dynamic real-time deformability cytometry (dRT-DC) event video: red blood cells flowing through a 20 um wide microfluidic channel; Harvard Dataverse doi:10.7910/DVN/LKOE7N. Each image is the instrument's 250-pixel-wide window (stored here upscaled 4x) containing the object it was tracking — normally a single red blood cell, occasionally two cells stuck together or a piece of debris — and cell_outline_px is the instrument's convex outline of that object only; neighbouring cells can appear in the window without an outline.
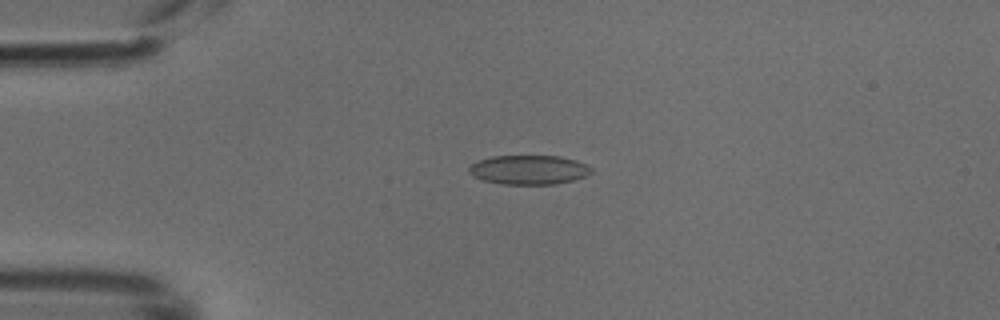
{"species": "common noctule bat (a hibernating species)", "species_latin": "Nyctalus noctula", "temperature_condition": "cold", "stored_images_in_passage": 47, "camera_frame_rate_fps": 3000, "um_per_image_px": 0.085, "animal": {"sex": "male", "body_mass_g": 18.8}, "frame": {"image": 1, "passage_image": 10, "time_ms": 3.0, "image_size_px": [1000, 320], "cell_outline_px": [[592, 172], [584, 176], [572, 180], [556, 184], [500, 184], [484, 180], [472, 176], [468, 172], [468, 168], [472, 164], [480, 160], [492, 156], [560, 156], [576, 160], [592, 168]], "centroid_in_image_um": [44.93, 14.43], "position_along_channel_um": 40.1, "area_um2": 20.75}}
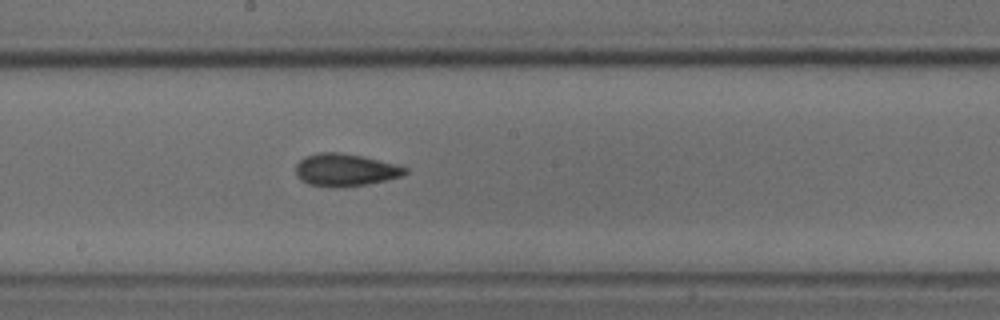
{"frame": {"image": 2, "passage_image": 25, "time_ms": 8.0, "image_size_px": [1000, 320], "cell_outline_px": [[408, 172], [400, 176], [368, 184], [344, 188], [340, 188], [308, 184], [300, 180], [296, 176], [296, 164], [304, 156], [320, 152], [340, 152], [360, 156], [396, 164], [408, 168]], "centroid_in_image_um": [29.31, 14.45], "position_along_channel_um": 218.9, "area_um2": 20.75}}
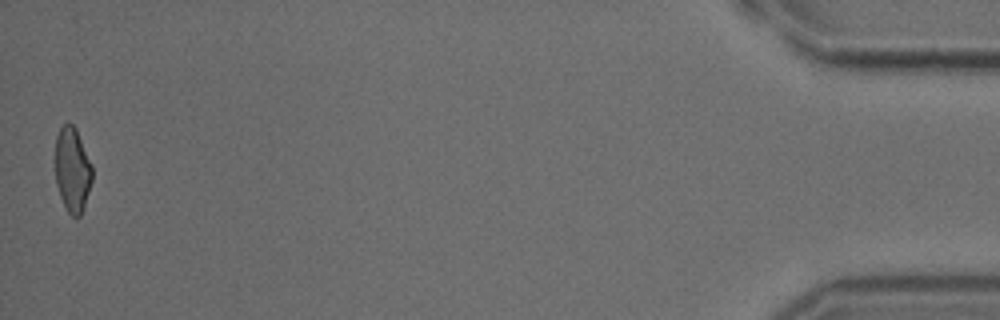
{"frame": {"image": 3, "passage_image": 47, "time_ms": 15.333, "image_size_px": [1000, 320], "cell_outline_px": [[92, 180], [80, 216], [72, 216], [68, 212], [60, 196], [56, 184], [56, 136], [60, 128], [68, 120], [76, 128], [92, 164]], "centroid_in_image_um": [6.15, 14.38], "position_along_channel_um": 429.0, "area_um2": 18.09}}